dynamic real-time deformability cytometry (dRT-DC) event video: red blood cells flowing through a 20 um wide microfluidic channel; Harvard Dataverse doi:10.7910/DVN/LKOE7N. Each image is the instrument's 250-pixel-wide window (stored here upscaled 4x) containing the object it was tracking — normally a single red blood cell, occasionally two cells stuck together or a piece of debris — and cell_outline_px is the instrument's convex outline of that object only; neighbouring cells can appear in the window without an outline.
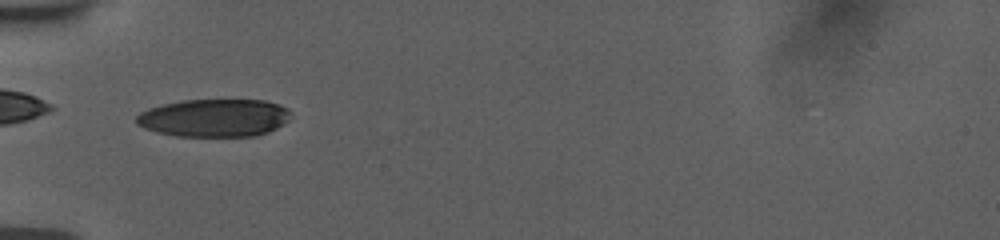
{"species": "human", "species_latin": "Homo sapiens", "temperature_condition": "room temperature", "stored_images_in_passage": 37, "camera_frame_rate_fps": 3000, "um_per_image_px": 0.085, "donor": {"sex": "female"}, "frame": {"image": 1, "passage_image": 1, "time_ms": 0.0, "image_size_px": [1000, 240], "cell_outline_px": [[292, 112], [288, 120], [284, 124], [268, 132], [256, 136], [176, 136], [156, 132], [144, 128], [136, 124], [136, 116], [140, 112], [148, 108], [180, 100], [264, 100], [280, 104], [288, 108]], "centroid_in_image_um": [18.22, 10.02], "position_along_channel_um": 66.8, "area_um2": 34.33}}
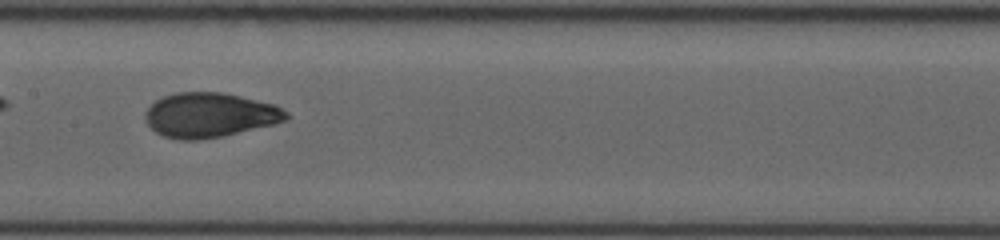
{"frame": {"image": 2, "passage_image": 11, "time_ms": 3.333, "image_size_px": [1000, 240], "cell_outline_px": [[292, 116], [288, 120], [224, 136], [200, 140], [180, 140], [164, 136], [156, 132], [144, 120], [144, 112], [156, 100], [164, 96], [176, 92], [224, 92], [276, 104], [288, 112]], "centroid_in_image_um": [17.85, 9.77], "position_along_channel_um": 189.5, "area_um2": 36.99}}
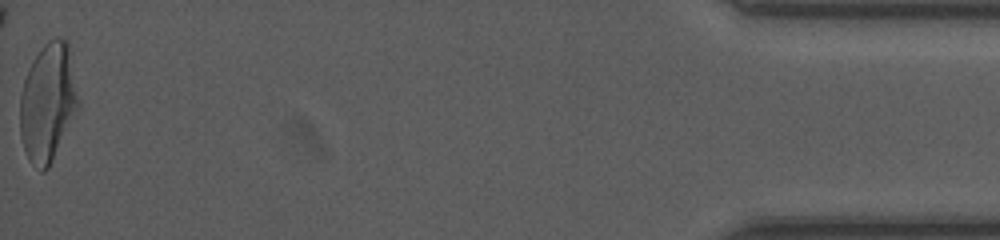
{"frame": {"image": 3, "passage_image": 37, "time_ms": 12.0, "image_size_px": [1000, 240], "cell_outline_px": [[80, 108], [48, 168], [44, 172], [40, 172], [28, 160], [20, 136], [20, 96], [24, 80], [28, 68], [44, 44], [48, 40], [68, 40], [80, 104]], "centroid_in_image_um": [4.08, 8.75], "position_along_channel_um": 431.1, "area_um2": 40.34}, "authors_computed_cell_mechanics": {"area_um2": 36.0094, "velocity_mm_per_s": 3.7767, "shape_relaxation_time_tau1_ms": 4.3039, "shape_relaxation_time_tau2_ms": 0.8282, "deformation_change_tau1": 0.1898, "deformation_change_tau2": 0.0566}}